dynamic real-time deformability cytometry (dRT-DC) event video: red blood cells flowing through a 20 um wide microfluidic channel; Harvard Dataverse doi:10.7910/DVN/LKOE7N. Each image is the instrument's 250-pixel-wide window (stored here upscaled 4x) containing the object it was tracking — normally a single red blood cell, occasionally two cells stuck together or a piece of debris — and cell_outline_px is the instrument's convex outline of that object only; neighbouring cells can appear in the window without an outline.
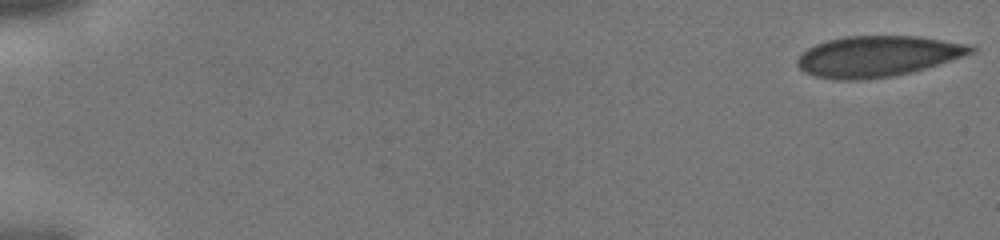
{"species": "human", "species_latin": "Homo sapiens", "temperature_condition": "cold", "stored_images_in_passage": 43, "camera_frame_rate_fps": 3000, "um_per_image_px": 0.085, "donor": {"sex": "male"}, "frame": {"image": 1, "passage_image": 1, "time_ms": 0.0, "image_size_px": [1000, 240], "cell_outline_px": [[976, 52], [964, 56], [912, 72], [892, 76], [864, 80], [836, 80], [812, 76], [804, 72], [796, 64], [796, 60], [808, 48], [816, 44], [828, 40], [844, 36], [916, 36], [968, 44], [976, 48]], "centroid_in_image_um": [74.57, 4.79], "position_along_channel_um": 10.4, "area_um2": 41.33}}
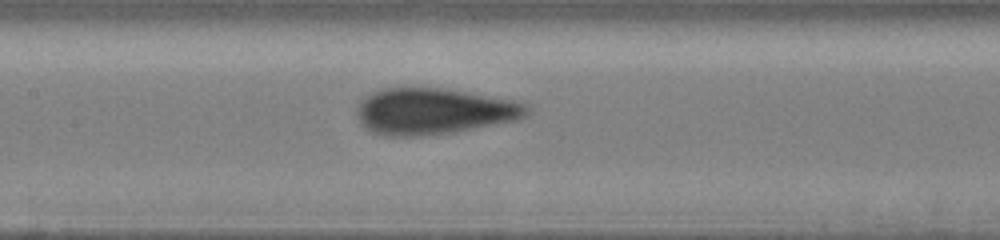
{"frame": {"image": 2, "passage_image": 22, "time_ms": 7.0, "image_size_px": [1000, 240], "cell_outline_px": [[532, 108], [524, 116], [516, 120], [452, 132], [420, 136], [384, 136], [372, 132], [360, 120], [356, 112], [356, 108], [360, 100], [372, 92], [384, 88], [404, 84], [444, 88], [516, 100], [528, 104]], "centroid_in_image_um": [36.84, 9.41], "position_along_channel_um": 170.6, "area_um2": 46.59}}
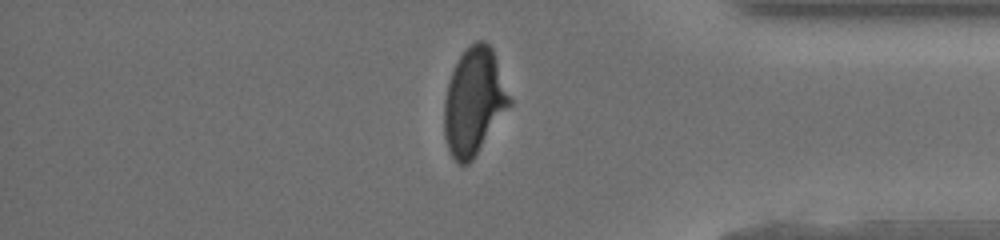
{"frame": {"image": 3, "passage_image": 37, "time_ms": 12.0, "image_size_px": [1000, 240], "cell_outline_px": [[512, 104], [472, 160], [468, 164], [456, 164], [448, 148], [444, 136], [444, 100], [448, 80], [460, 56], [476, 40], [484, 40], [492, 48], [512, 100]], "centroid_in_image_um": [40.29, 8.65], "position_along_channel_um": 394.9, "area_um2": 40.58}}